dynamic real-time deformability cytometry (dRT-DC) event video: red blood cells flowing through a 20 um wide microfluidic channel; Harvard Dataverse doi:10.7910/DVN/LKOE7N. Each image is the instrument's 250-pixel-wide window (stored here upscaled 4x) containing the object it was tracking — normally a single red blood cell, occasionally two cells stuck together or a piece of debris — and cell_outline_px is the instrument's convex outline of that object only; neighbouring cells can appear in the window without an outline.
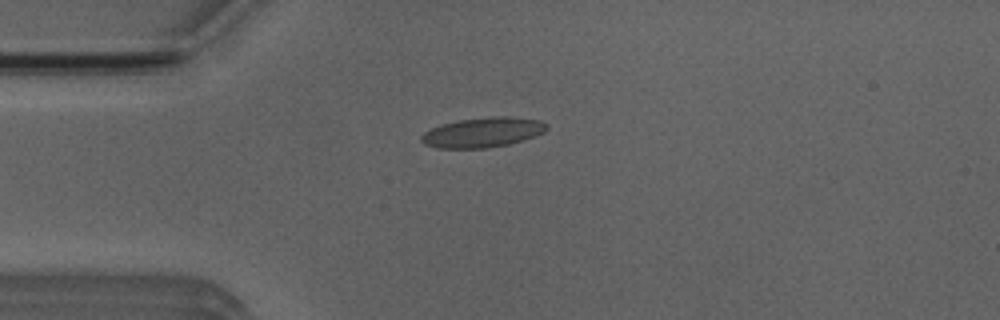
{"species": "Egyptian fruit bat (a non-hibernating species)", "species_latin": "Rousettus aegyptiacus", "temperature_condition": "room temperature", "stored_images_in_passage": 5, "camera_frame_rate_fps": 3000, "um_per_image_px": 0.085, "animal": {"sex": "male"}, "frame": {"image": 1, "passage_image": 3, "time_ms": 2.667, "image_size_px": [1000, 320], "cell_outline_px": [[548, 128], [544, 132], [508, 144], [488, 148], [436, 148], [424, 144], [420, 140], [420, 136], [424, 132], [432, 128], [444, 124], [460, 120], [496, 116], [508, 116], [540, 120], [548, 124]], "centroid_in_image_um": [41.02, 11.25], "position_along_channel_um": 44.0, "area_um2": 21.62}}